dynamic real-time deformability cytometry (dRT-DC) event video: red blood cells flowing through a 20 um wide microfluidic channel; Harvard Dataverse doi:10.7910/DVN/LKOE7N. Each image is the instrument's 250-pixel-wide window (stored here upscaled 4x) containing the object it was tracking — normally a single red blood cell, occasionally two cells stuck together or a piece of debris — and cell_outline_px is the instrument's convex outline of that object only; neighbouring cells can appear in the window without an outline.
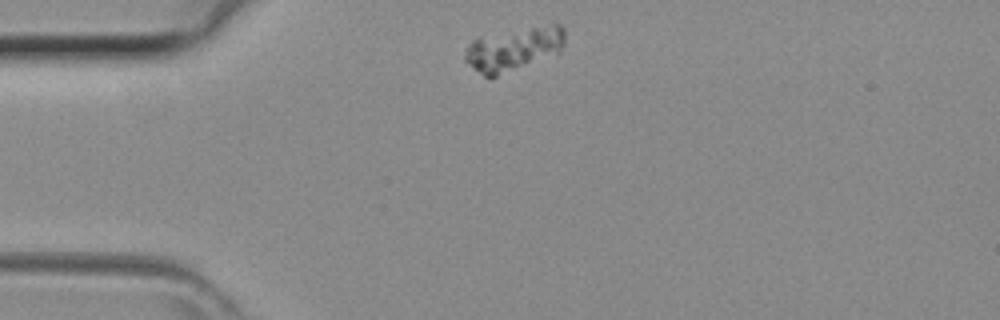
{"species": "common noctule bat (a hibernating species)", "species_latin": "Nyctalus noctula", "temperature_condition": "room temperature", "stored_images_in_passage": 26, "camera_frame_rate_fps": 3000, "um_per_image_px": 0.085, "animal": {"sex": "female", "body_mass_g": 29.2, "forearm_length_mm": 56.3}, "frame": {"image": 1, "passage_image": 1, "time_ms": 0.0, "image_size_px": [1000, 320], "cell_outline_px": [[564, 44], [560, 52], [556, 56], [496, 76], [484, 76], [472, 68], [464, 60], [464, 56], [468, 44], [472, 40], [480, 36], [552, 24], [560, 24], [564, 28]], "centroid_in_image_um": [43.7, 4.18], "position_along_channel_um": 41.3, "area_um2": 25.49}}
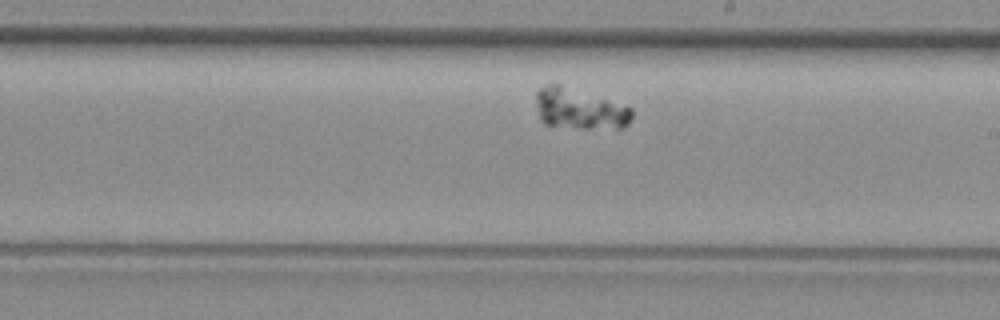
{"frame": {"image": 2, "passage_image": 16, "time_ms": 5.0, "image_size_px": [1000, 320], "cell_outline_px": [[632, 120], [624, 128], [576, 128], [544, 124], [540, 120], [536, 104], [536, 92], [540, 88], [548, 84], [560, 84], [632, 108]], "centroid_in_image_um": [49.25, 9.27], "position_along_channel_um": 239.8, "area_um2": 22.66}}
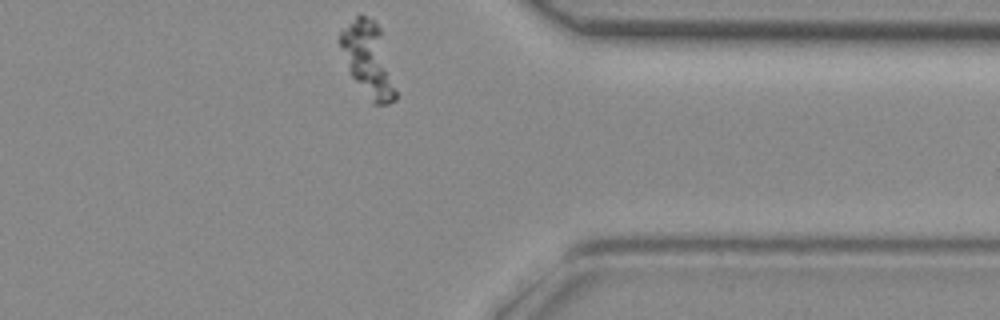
{"frame": {"image": 3, "passage_image": 26, "time_ms": 8.333, "image_size_px": [1000, 320], "cell_outline_px": [[396, 100], [388, 104], [372, 104], [352, 76], [348, 68], [336, 40], [340, 32], [356, 16], [364, 16], [372, 20], [380, 28], [396, 88]], "centroid_in_image_um": [31.28, 5.07], "position_along_channel_um": 380.1, "area_um2": 23.81}}